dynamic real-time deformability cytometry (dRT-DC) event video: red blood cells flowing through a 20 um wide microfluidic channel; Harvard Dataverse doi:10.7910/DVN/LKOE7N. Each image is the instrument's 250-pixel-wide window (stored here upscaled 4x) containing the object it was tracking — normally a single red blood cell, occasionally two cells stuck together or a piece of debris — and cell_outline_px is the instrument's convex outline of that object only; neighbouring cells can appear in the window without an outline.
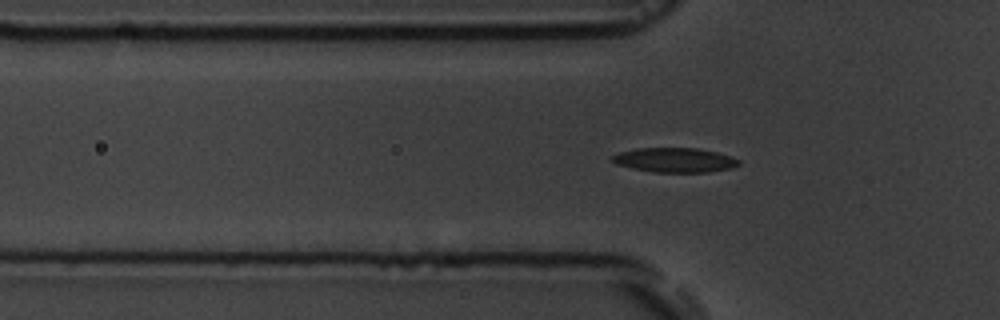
{"species": "common noctule bat (a hibernating species)", "species_latin": "Nyctalus noctula", "temperature_condition": "room temperature", "stored_images_in_passage": 44, "segment_of_instrument_passage": [1, 2], "camera_frame_rate_fps": 3000, "um_per_image_px": 0.085, "animal": {"sex": "male", "body_mass_g": 19.5, "forearm_length_mm": 54.6}, "frame": {"image": 1, "passage_image": 5, "time_ms": 1.333, "image_size_px": [1000, 320], "cell_outline_px": [[740, 164], [732, 168], [708, 172], [652, 172], [632, 168], [616, 164], [612, 160], [612, 156], [620, 152], [636, 148], [696, 148], [716, 152], [740, 160]], "centroid_in_image_um": [57.35, 13.61], "position_along_channel_um": 68.5, "area_um2": 17.98}}
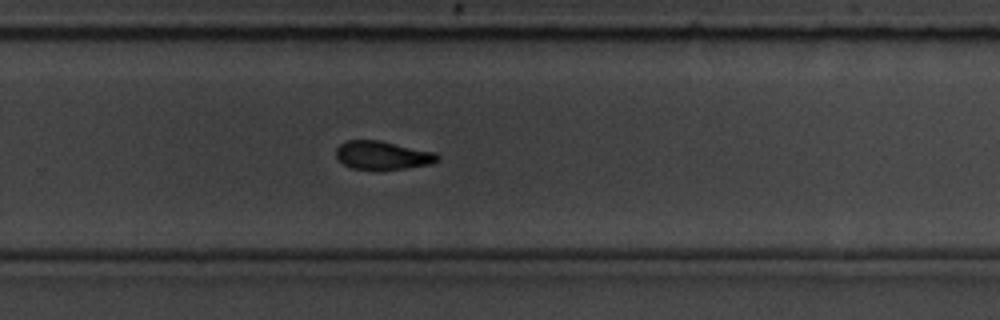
{"frame": {"image": 2, "passage_image": 24, "time_ms": 7.667, "image_size_px": [1000, 320], "cell_outline_px": [[440, 160], [432, 164], [404, 168], [352, 168], [344, 164], [336, 156], [336, 148], [340, 144], [348, 140], [376, 140], [436, 152], [440, 156]], "centroid_in_image_um": [32.55, 13.18], "position_along_channel_um": 297.2, "area_um2": 16.42}}
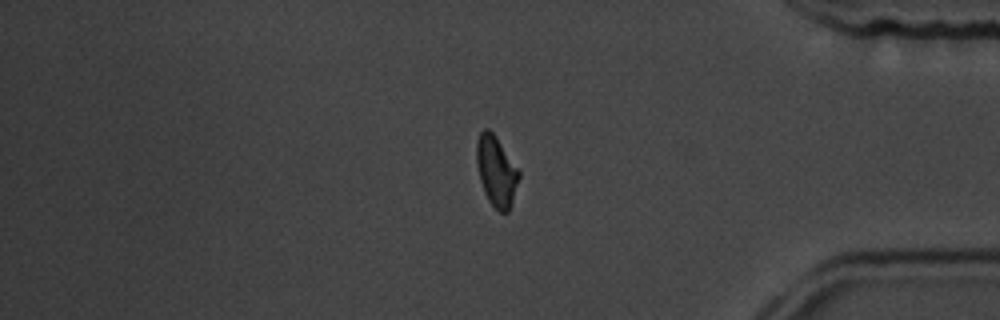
{"frame": {"image": 3, "passage_image": 34, "time_ms": 11.0, "image_size_px": [1000, 320], "cell_outline_px": [[520, 176], [508, 212], [500, 212], [488, 200], [484, 192], [480, 180], [476, 164], [476, 144], [480, 132], [484, 128], [488, 128], [496, 136], [520, 172]], "centroid_in_image_um": [42.16, 14.52], "position_along_channel_um": 393.0, "area_um2": 17.17}}